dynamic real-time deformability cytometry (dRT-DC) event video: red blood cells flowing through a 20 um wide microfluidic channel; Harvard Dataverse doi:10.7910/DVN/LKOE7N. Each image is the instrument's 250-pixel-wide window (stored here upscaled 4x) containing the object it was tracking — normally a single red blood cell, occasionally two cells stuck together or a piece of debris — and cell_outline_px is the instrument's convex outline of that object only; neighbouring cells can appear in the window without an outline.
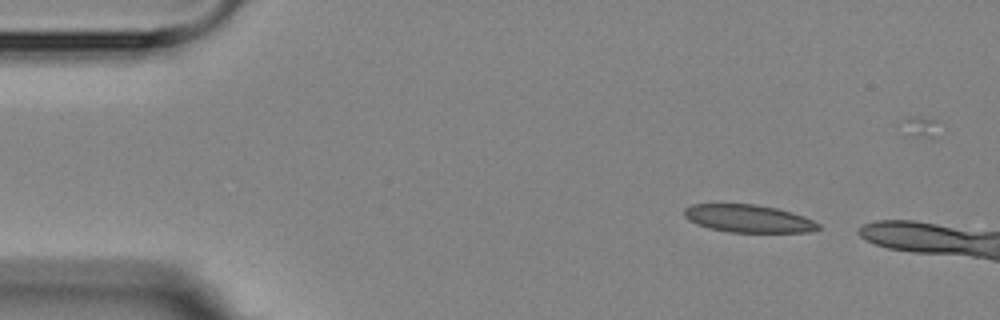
{"species": "Egyptian fruit bat (a non-hibernating species)", "species_latin": "Rousettus aegyptiacus", "temperature_condition": "room temperature", "stored_images_in_passage": 4, "camera_frame_rate_fps": 3000, "um_per_image_px": 0.085, "animal": {"sex": "female"}, "frame": {"image": 1, "passage_image": 1, "time_ms": 0.0, "image_size_px": [1000, 320], "cell_outline_px": [[820, 228], [808, 232], [728, 232], [708, 228], [696, 224], [688, 220], [684, 216], [684, 208], [692, 204], [756, 204], [776, 208], [792, 212], [804, 216], [820, 224]], "centroid_in_image_um": [63.59, 18.58], "position_along_channel_um": 21.4, "area_um2": 21.73}}